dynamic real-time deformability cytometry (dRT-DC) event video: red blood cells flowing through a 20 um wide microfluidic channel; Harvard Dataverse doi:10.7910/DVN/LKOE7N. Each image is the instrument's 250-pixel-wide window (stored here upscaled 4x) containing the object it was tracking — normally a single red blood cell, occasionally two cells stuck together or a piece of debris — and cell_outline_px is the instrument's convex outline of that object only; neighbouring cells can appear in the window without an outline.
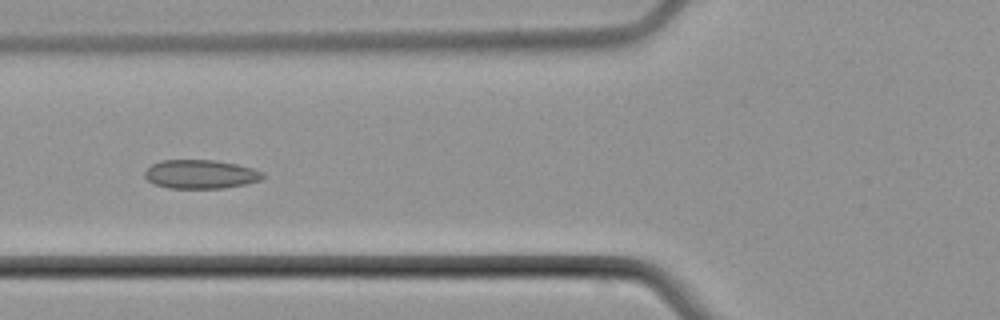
{"species": "common noctule bat (a hibernating species)", "species_latin": "Nyctalus noctula", "temperature_condition": "cold", "stored_images_in_passage": 6, "camera_frame_rate_fps": 3000, "um_per_image_px": 0.085, "animal": {"sex": "male", "body_mass_g": 21.5, "forearm_length_mm": 52.0}, "frame": {"image": 1, "passage_image": 5, "time_ms": 4.667, "image_size_px": [1000, 320], "cell_outline_px": [[264, 176], [260, 180], [244, 184], [224, 188], [168, 188], [156, 184], [148, 180], [144, 176], [144, 172], [152, 164], [160, 160], [212, 160], [236, 164], [252, 168], [264, 172]], "centroid_in_image_um": [17.04, 14.8], "position_along_channel_um": 108.8, "area_um2": 19.71}}
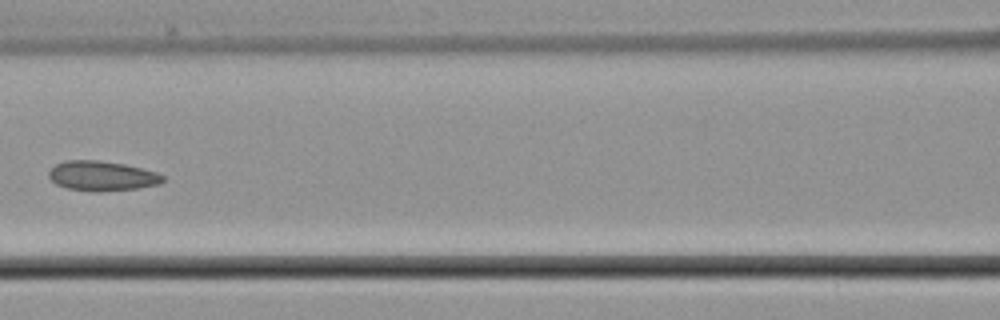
{"frame": {"image": 2, "passage_image": 6, "time_ms": 6.0, "image_size_px": [1000, 320], "cell_outline_px": [[164, 180], [160, 184], [136, 188], [96, 192], [92, 192], [68, 188], [56, 184], [48, 176], [48, 172], [56, 164], [68, 160], [96, 160], [124, 164], [156, 172], [164, 176]], "centroid_in_image_um": [8.66, 14.96], "position_along_channel_um": 157.9, "area_um2": 19.65}}